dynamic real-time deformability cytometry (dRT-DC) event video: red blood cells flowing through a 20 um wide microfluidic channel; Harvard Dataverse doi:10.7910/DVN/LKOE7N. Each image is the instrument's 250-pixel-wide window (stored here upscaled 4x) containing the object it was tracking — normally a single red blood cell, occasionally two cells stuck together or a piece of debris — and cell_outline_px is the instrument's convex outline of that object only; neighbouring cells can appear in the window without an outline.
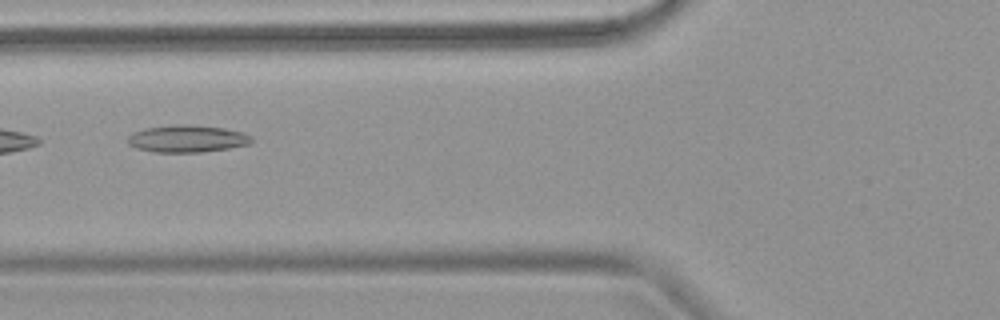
{"species": "common noctule bat (a hibernating species)", "species_latin": "Nyctalus noctula", "temperature_condition": "warm", "stored_images_in_passage": 9, "camera_frame_rate_fps": 3000, "um_per_image_px": 0.085, "animal": {"sex": "female", "body_mass_g": 18.4}, "frame": {"image": 1, "passage_image": 6, "time_ms": 6.0, "image_size_px": [1000, 320], "cell_outline_px": [[252, 140], [248, 144], [228, 148], [200, 152], [152, 152], [136, 148], [128, 144], [128, 136], [132, 132], [144, 128], [172, 124], [184, 124], [224, 128], [244, 132], [252, 136]], "centroid_in_image_um": [15.87, 11.78], "position_along_channel_um": 109.9, "area_um2": 19.71}}
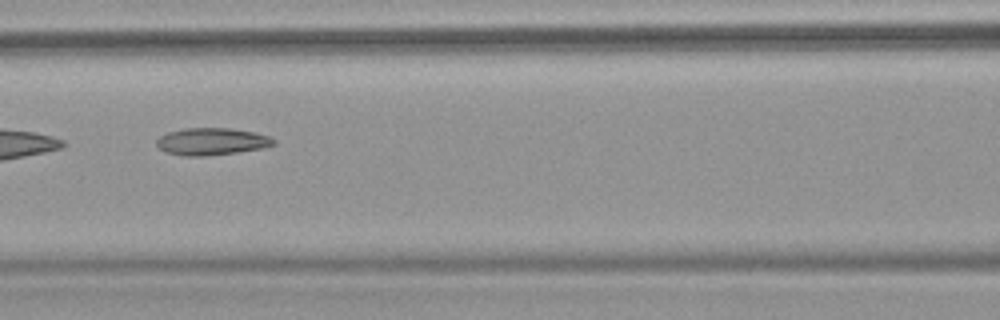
{"frame": {"image": 2, "passage_image": 7, "time_ms": 7.0, "image_size_px": [1000, 320], "cell_outline_px": [[276, 144], [264, 148], [236, 152], [204, 156], [184, 156], [164, 152], [156, 144], [156, 140], [160, 136], [168, 132], [184, 128], [228, 128], [252, 132], [268, 136], [276, 140]], "centroid_in_image_um": [17.97, 12.03], "position_along_channel_um": 148.6, "area_um2": 18.5}}
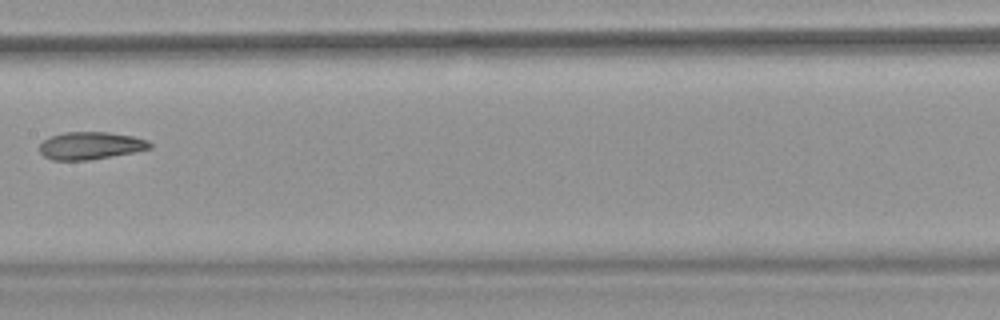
{"frame": {"image": 3, "passage_image": 8, "time_ms": 8.333, "image_size_px": [1000, 320], "cell_outline_px": [[152, 148], [132, 152], [88, 160], [52, 160], [44, 156], [40, 152], [40, 144], [44, 140], [52, 136], [64, 132], [108, 132], [132, 136], [148, 140], [152, 144]], "centroid_in_image_um": [7.69, 12.37], "position_along_channel_um": 199.7, "area_um2": 17.51}}